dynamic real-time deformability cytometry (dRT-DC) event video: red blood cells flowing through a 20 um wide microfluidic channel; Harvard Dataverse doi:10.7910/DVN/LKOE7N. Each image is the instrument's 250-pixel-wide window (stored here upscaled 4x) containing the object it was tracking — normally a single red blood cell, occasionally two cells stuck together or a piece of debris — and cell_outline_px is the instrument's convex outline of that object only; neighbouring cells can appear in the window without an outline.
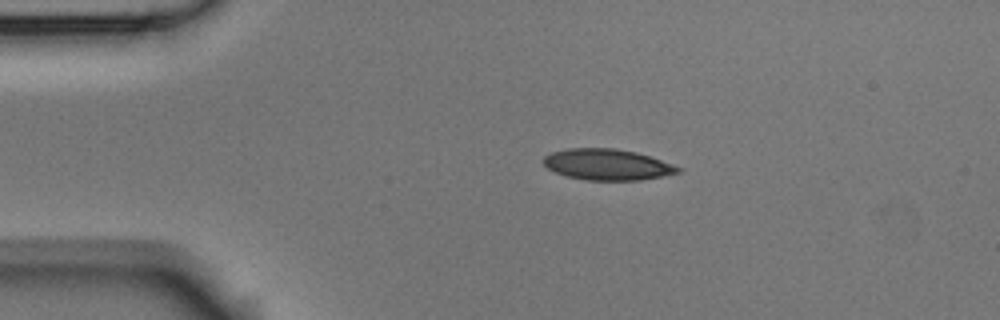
{"species": "Egyptian fruit bat (a non-hibernating species)", "species_latin": "Rousettus aegyptiacus", "temperature_condition": "room temperature", "stored_images_in_passage": 3, "camera_frame_rate_fps": 3000, "um_per_image_px": 0.085, "animal": {"sex": "male"}, "frame": {"image": 1, "passage_image": 2, "time_ms": 0.333, "image_size_px": [1000, 320], "cell_outline_px": [[680, 172], [640, 180], [584, 180], [568, 176], [556, 172], [548, 168], [540, 160], [544, 156], [552, 152], [568, 148], [616, 148], [636, 152], [672, 164], [680, 168]], "centroid_in_image_um": [51.56, 13.98], "position_along_channel_um": 33.4, "area_um2": 24.16}}